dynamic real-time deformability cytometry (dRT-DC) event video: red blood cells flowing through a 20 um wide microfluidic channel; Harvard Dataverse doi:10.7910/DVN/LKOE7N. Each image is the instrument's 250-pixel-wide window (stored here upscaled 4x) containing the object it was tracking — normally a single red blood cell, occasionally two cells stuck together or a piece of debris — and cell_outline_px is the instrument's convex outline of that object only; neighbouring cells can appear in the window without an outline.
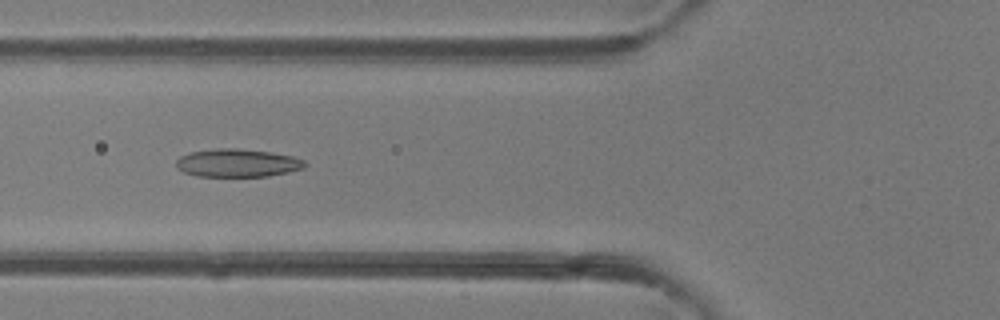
{"species": "common noctule bat (a hibernating species)", "species_latin": "Nyctalus noctula", "temperature_condition": "room temperature", "stored_images_in_passage": 41, "camera_frame_rate_fps": 3000, "um_per_image_px": 0.085, "animal": {"sex": "female"}, "frame": {"image": 1, "passage_image": 18, "time_ms": 5.667, "image_size_px": [1000, 320], "cell_outline_px": [[308, 164], [304, 168], [288, 172], [268, 176], [196, 176], [184, 172], [176, 168], [176, 160], [180, 156], [192, 152], [216, 148], [236, 148], [268, 152], [292, 156], [304, 160]], "centroid_in_image_um": [20.18, 13.85], "position_along_channel_um": 105.6, "area_um2": 20.98}}
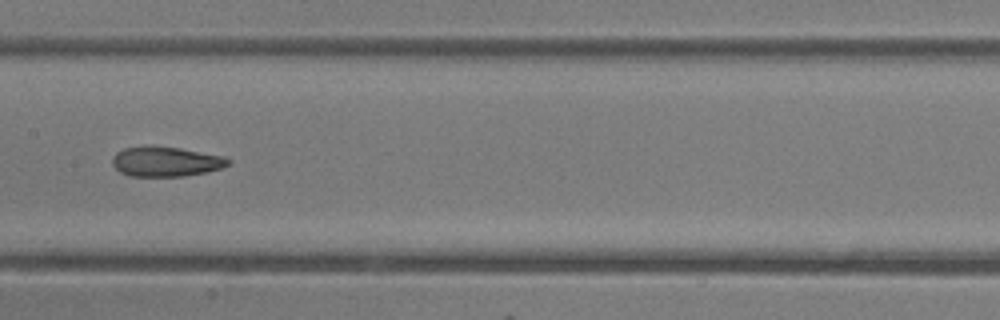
{"frame": {"image": 2, "passage_image": 24, "time_ms": 7.667, "image_size_px": [1000, 320], "cell_outline_px": [[232, 160], [228, 164], [220, 168], [208, 172], [184, 176], [128, 176], [120, 172], [112, 164], [112, 156], [116, 152], [124, 148], [180, 148], [224, 156]], "centroid_in_image_um": [14.11, 13.77], "position_along_channel_um": 193.3, "area_um2": 19.71}}
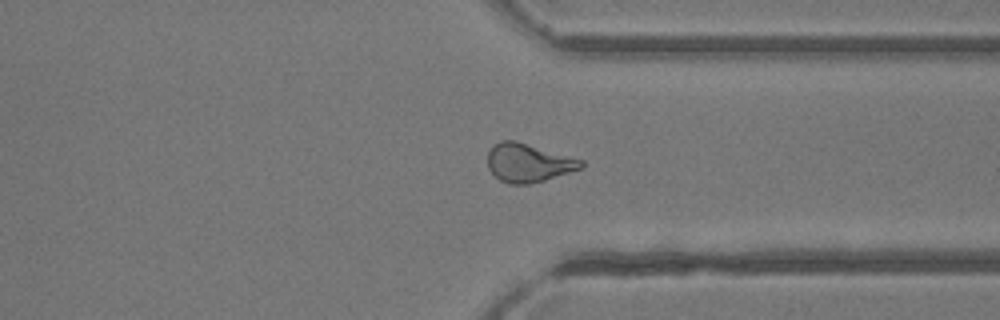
{"frame": {"image": 3, "passage_image": 36, "time_ms": 11.667, "image_size_px": [1000, 320], "cell_outline_px": [[584, 168], [544, 180], [528, 184], [508, 184], [500, 180], [488, 168], [488, 152], [500, 140], [516, 140], [584, 160]], "centroid_in_image_um": [44.94, 13.83], "position_along_channel_um": 366.5, "area_um2": 20.98}, "authors_computed_cell_mechanics": {"area_um2": 21.097, "velocity_mm_per_s": 4.3493, "shape_relaxation_time_tau1_ms": 8.2345, "shape_relaxation_time_tau2_ms": 2.6865, "deformation_change_tau1": 0.2166, "deformation_change_tau2": 0.0939}}